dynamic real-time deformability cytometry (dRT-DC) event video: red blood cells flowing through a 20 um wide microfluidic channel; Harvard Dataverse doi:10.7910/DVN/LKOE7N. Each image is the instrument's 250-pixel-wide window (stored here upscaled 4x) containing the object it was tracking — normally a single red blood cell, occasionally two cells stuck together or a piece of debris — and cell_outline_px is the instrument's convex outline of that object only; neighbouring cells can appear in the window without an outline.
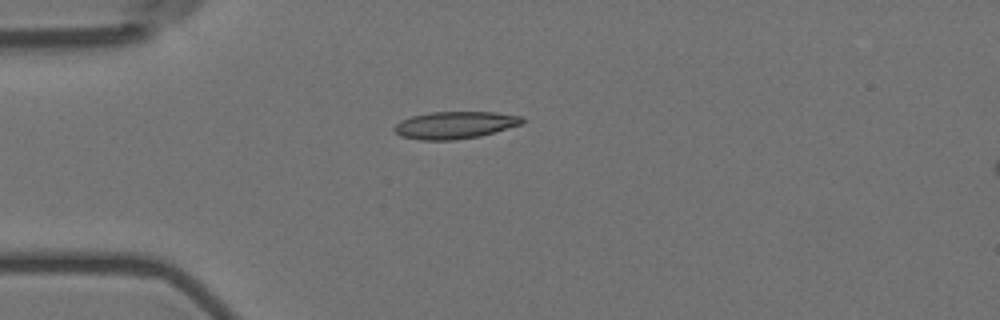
{"species": "Egyptian fruit bat (a non-hibernating species)", "species_latin": "Rousettus aegyptiacus", "temperature_condition": "room temperature", "stored_images_in_passage": 42, "camera_frame_rate_fps": 3000, "um_per_image_px": 0.085, "animal": {"sex": "female"}, "frame": {"image": 1, "passage_image": 1, "time_ms": 0.0, "image_size_px": [1000, 320], "cell_outline_px": [[524, 124], [480, 136], [452, 140], [420, 140], [400, 136], [392, 128], [400, 120], [412, 116], [432, 112], [496, 112], [524, 116]], "centroid_in_image_um": [38.7, 10.63], "position_along_channel_um": 46.3, "area_um2": 20.46}}
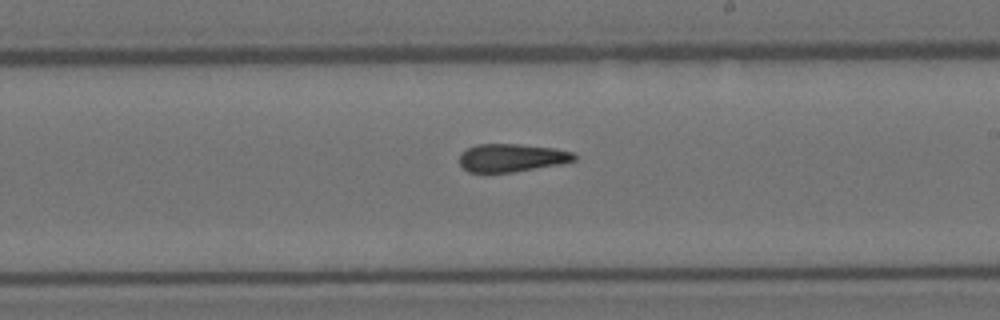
{"frame": {"image": 2, "passage_image": 19, "time_ms": 6.0, "image_size_px": [1000, 320], "cell_outline_px": [[576, 160], [560, 164], [512, 172], [468, 172], [460, 164], [460, 152], [476, 144], [520, 144], [556, 148], [572, 152], [576, 156]], "centroid_in_image_um": [43.49, 13.4], "position_along_channel_um": 245.5, "area_um2": 18.73}}
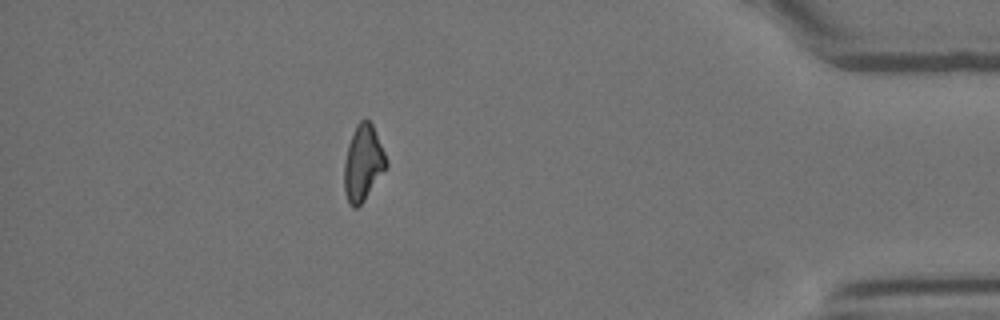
{"frame": {"image": 3, "passage_image": 36, "time_ms": 11.667, "image_size_px": [1000, 320], "cell_outline_px": [[388, 164], [364, 200], [356, 208], [352, 208], [344, 192], [344, 164], [348, 144], [356, 124], [360, 120], [368, 120], [372, 124], [388, 160]], "centroid_in_image_um": [30.85, 13.85], "position_along_channel_um": 404.4, "area_um2": 18.32}, "authors_computed_cell_mechanics": {"area_um2": 19.2185, "velocity_mm_per_s": 3.5947, "shape_relaxation_time_tau1_ms": null, "shape_relaxation_time_tau2_ms": 4.5345, "deformation_change_tau1": null, "deformation_change_tau2": 0.1274}}